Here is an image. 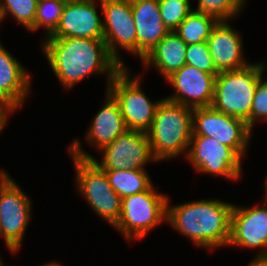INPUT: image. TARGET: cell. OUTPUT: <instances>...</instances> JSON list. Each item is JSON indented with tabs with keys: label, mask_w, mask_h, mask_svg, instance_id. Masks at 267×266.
I'll return each mask as SVG.
<instances>
[{
	"label": "cell",
	"mask_w": 267,
	"mask_h": 266,
	"mask_svg": "<svg viewBox=\"0 0 267 266\" xmlns=\"http://www.w3.org/2000/svg\"><path fill=\"white\" fill-rule=\"evenodd\" d=\"M266 62L251 63L242 69L219 72L215 78L211 107L247 122L258 82L265 76Z\"/></svg>",
	"instance_id": "277c9868"
},
{
	"label": "cell",
	"mask_w": 267,
	"mask_h": 266,
	"mask_svg": "<svg viewBox=\"0 0 267 266\" xmlns=\"http://www.w3.org/2000/svg\"><path fill=\"white\" fill-rule=\"evenodd\" d=\"M29 196L5 170H0V237L12 254H17L31 220ZM20 248V249H19Z\"/></svg>",
	"instance_id": "9c48e42d"
},
{
	"label": "cell",
	"mask_w": 267,
	"mask_h": 266,
	"mask_svg": "<svg viewBox=\"0 0 267 266\" xmlns=\"http://www.w3.org/2000/svg\"><path fill=\"white\" fill-rule=\"evenodd\" d=\"M77 191L96 215L114 226L121 215L122 198L111 188L105 171L91 159L71 156Z\"/></svg>",
	"instance_id": "ba28073f"
},
{
	"label": "cell",
	"mask_w": 267,
	"mask_h": 266,
	"mask_svg": "<svg viewBox=\"0 0 267 266\" xmlns=\"http://www.w3.org/2000/svg\"><path fill=\"white\" fill-rule=\"evenodd\" d=\"M246 0H198V12L216 17L219 21H231L242 13Z\"/></svg>",
	"instance_id": "cb8c5ba5"
},
{
	"label": "cell",
	"mask_w": 267,
	"mask_h": 266,
	"mask_svg": "<svg viewBox=\"0 0 267 266\" xmlns=\"http://www.w3.org/2000/svg\"><path fill=\"white\" fill-rule=\"evenodd\" d=\"M123 67L106 86V91L118 103L128 130L147 133L152 126L158 104L162 98L152 101L141 88V76L135 77Z\"/></svg>",
	"instance_id": "52a82bcc"
},
{
	"label": "cell",
	"mask_w": 267,
	"mask_h": 266,
	"mask_svg": "<svg viewBox=\"0 0 267 266\" xmlns=\"http://www.w3.org/2000/svg\"><path fill=\"white\" fill-rule=\"evenodd\" d=\"M66 1L39 0L35 17V32L44 28L48 37L57 27Z\"/></svg>",
	"instance_id": "d4e9b609"
},
{
	"label": "cell",
	"mask_w": 267,
	"mask_h": 266,
	"mask_svg": "<svg viewBox=\"0 0 267 266\" xmlns=\"http://www.w3.org/2000/svg\"><path fill=\"white\" fill-rule=\"evenodd\" d=\"M186 64L209 74H218L210 55L207 42L189 44L186 47Z\"/></svg>",
	"instance_id": "4316f807"
},
{
	"label": "cell",
	"mask_w": 267,
	"mask_h": 266,
	"mask_svg": "<svg viewBox=\"0 0 267 266\" xmlns=\"http://www.w3.org/2000/svg\"><path fill=\"white\" fill-rule=\"evenodd\" d=\"M263 201L262 206L253 207L234 204L231 211L230 239L227 247L258 248L253 259L267 257V201Z\"/></svg>",
	"instance_id": "4fadbf2b"
},
{
	"label": "cell",
	"mask_w": 267,
	"mask_h": 266,
	"mask_svg": "<svg viewBox=\"0 0 267 266\" xmlns=\"http://www.w3.org/2000/svg\"><path fill=\"white\" fill-rule=\"evenodd\" d=\"M17 111L13 106H11L5 100L0 99V133L5 129L8 122V118L11 116L10 114L15 113Z\"/></svg>",
	"instance_id": "f1b7e54d"
},
{
	"label": "cell",
	"mask_w": 267,
	"mask_h": 266,
	"mask_svg": "<svg viewBox=\"0 0 267 266\" xmlns=\"http://www.w3.org/2000/svg\"><path fill=\"white\" fill-rule=\"evenodd\" d=\"M44 38L40 43L41 50L64 90L69 91L93 74L100 76L107 73L108 86L123 68L109 53L104 39Z\"/></svg>",
	"instance_id": "6da1fadb"
},
{
	"label": "cell",
	"mask_w": 267,
	"mask_h": 266,
	"mask_svg": "<svg viewBox=\"0 0 267 266\" xmlns=\"http://www.w3.org/2000/svg\"><path fill=\"white\" fill-rule=\"evenodd\" d=\"M230 22L219 21L206 41L218 72L238 70L250 64L245 57L242 36Z\"/></svg>",
	"instance_id": "2e32d148"
},
{
	"label": "cell",
	"mask_w": 267,
	"mask_h": 266,
	"mask_svg": "<svg viewBox=\"0 0 267 266\" xmlns=\"http://www.w3.org/2000/svg\"><path fill=\"white\" fill-rule=\"evenodd\" d=\"M186 159L198 173L223 176L230 180L241 178L242 161L231 147L212 137L192 135Z\"/></svg>",
	"instance_id": "8fae6325"
},
{
	"label": "cell",
	"mask_w": 267,
	"mask_h": 266,
	"mask_svg": "<svg viewBox=\"0 0 267 266\" xmlns=\"http://www.w3.org/2000/svg\"><path fill=\"white\" fill-rule=\"evenodd\" d=\"M264 184H265V187H264V193H265V197H263L264 198V200H266L267 201V175H266V178H265V180H264Z\"/></svg>",
	"instance_id": "1f68e13d"
},
{
	"label": "cell",
	"mask_w": 267,
	"mask_h": 266,
	"mask_svg": "<svg viewBox=\"0 0 267 266\" xmlns=\"http://www.w3.org/2000/svg\"><path fill=\"white\" fill-rule=\"evenodd\" d=\"M3 266H8V265H6V264L4 265V263H3ZM40 266H61V264L56 262V261H52V262L45 263V264L40 265Z\"/></svg>",
	"instance_id": "4dcf8cb0"
},
{
	"label": "cell",
	"mask_w": 267,
	"mask_h": 266,
	"mask_svg": "<svg viewBox=\"0 0 267 266\" xmlns=\"http://www.w3.org/2000/svg\"><path fill=\"white\" fill-rule=\"evenodd\" d=\"M39 0H0V24L10 15L26 30L35 32V17Z\"/></svg>",
	"instance_id": "603a6c76"
},
{
	"label": "cell",
	"mask_w": 267,
	"mask_h": 266,
	"mask_svg": "<svg viewBox=\"0 0 267 266\" xmlns=\"http://www.w3.org/2000/svg\"><path fill=\"white\" fill-rule=\"evenodd\" d=\"M0 41V99L17 111L31 94V75Z\"/></svg>",
	"instance_id": "ac0fdd59"
},
{
	"label": "cell",
	"mask_w": 267,
	"mask_h": 266,
	"mask_svg": "<svg viewBox=\"0 0 267 266\" xmlns=\"http://www.w3.org/2000/svg\"><path fill=\"white\" fill-rule=\"evenodd\" d=\"M218 22L212 15L192 10L174 32L187 45L206 42Z\"/></svg>",
	"instance_id": "7402d4cb"
},
{
	"label": "cell",
	"mask_w": 267,
	"mask_h": 266,
	"mask_svg": "<svg viewBox=\"0 0 267 266\" xmlns=\"http://www.w3.org/2000/svg\"><path fill=\"white\" fill-rule=\"evenodd\" d=\"M193 110L165 97L158 104L147 132L157 162L175 159L184 153V158L187 157L193 135Z\"/></svg>",
	"instance_id": "3957f363"
},
{
	"label": "cell",
	"mask_w": 267,
	"mask_h": 266,
	"mask_svg": "<svg viewBox=\"0 0 267 266\" xmlns=\"http://www.w3.org/2000/svg\"><path fill=\"white\" fill-rule=\"evenodd\" d=\"M103 107L94 115L86 131V140L91 147L100 151L128 129L118 103L107 92Z\"/></svg>",
	"instance_id": "d6986e66"
},
{
	"label": "cell",
	"mask_w": 267,
	"mask_h": 266,
	"mask_svg": "<svg viewBox=\"0 0 267 266\" xmlns=\"http://www.w3.org/2000/svg\"><path fill=\"white\" fill-rule=\"evenodd\" d=\"M137 33V57L142 60L170 31L163 23L158 0H131Z\"/></svg>",
	"instance_id": "e0dca14e"
},
{
	"label": "cell",
	"mask_w": 267,
	"mask_h": 266,
	"mask_svg": "<svg viewBox=\"0 0 267 266\" xmlns=\"http://www.w3.org/2000/svg\"><path fill=\"white\" fill-rule=\"evenodd\" d=\"M79 139L75 138L68 146V153L80 159H91L102 170H146L144 167L154 158L147 133L127 130L119 135L113 142L103 147L102 160L93 157L81 146Z\"/></svg>",
	"instance_id": "5b68a950"
},
{
	"label": "cell",
	"mask_w": 267,
	"mask_h": 266,
	"mask_svg": "<svg viewBox=\"0 0 267 266\" xmlns=\"http://www.w3.org/2000/svg\"><path fill=\"white\" fill-rule=\"evenodd\" d=\"M168 197L152 185L146 191L122 198L121 215L113 228L130 244L133 239L140 241L153 228L166 222Z\"/></svg>",
	"instance_id": "8992f818"
},
{
	"label": "cell",
	"mask_w": 267,
	"mask_h": 266,
	"mask_svg": "<svg viewBox=\"0 0 267 266\" xmlns=\"http://www.w3.org/2000/svg\"><path fill=\"white\" fill-rule=\"evenodd\" d=\"M3 260L1 259V255H0V266H3V263L4 262H2Z\"/></svg>",
	"instance_id": "d6a6232c"
},
{
	"label": "cell",
	"mask_w": 267,
	"mask_h": 266,
	"mask_svg": "<svg viewBox=\"0 0 267 266\" xmlns=\"http://www.w3.org/2000/svg\"><path fill=\"white\" fill-rule=\"evenodd\" d=\"M167 200L168 223L198 248L227 247L230 239L232 203L219 199H199L171 205Z\"/></svg>",
	"instance_id": "7a4b0ae2"
},
{
	"label": "cell",
	"mask_w": 267,
	"mask_h": 266,
	"mask_svg": "<svg viewBox=\"0 0 267 266\" xmlns=\"http://www.w3.org/2000/svg\"><path fill=\"white\" fill-rule=\"evenodd\" d=\"M187 44L174 32H169L141 60L145 70L152 66L165 79L186 64Z\"/></svg>",
	"instance_id": "ffe728a7"
},
{
	"label": "cell",
	"mask_w": 267,
	"mask_h": 266,
	"mask_svg": "<svg viewBox=\"0 0 267 266\" xmlns=\"http://www.w3.org/2000/svg\"><path fill=\"white\" fill-rule=\"evenodd\" d=\"M248 266H267V257L252 259Z\"/></svg>",
	"instance_id": "f546056e"
},
{
	"label": "cell",
	"mask_w": 267,
	"mask_h": 266,
	"mask_svg": "<svg viewBox=\"0 0 267 266\" xmlns=\"http://www.w3.org/2000/svg\"><path fill=\"white\" fill-rule=\"evenodd\" d=\"M96 0H68L56 29L48 37L103 39Z\"/></svg>",
	"instance_id": "9a60e30c"
},
{
	"label": "cell",
	"mask_w": 267,
	"mask_h": 266,
	"mask_svg": "<svg viewBox=\"0 0 267 266\" xmlns=\"http://www.w3.org/2000/svg\"><path fill=\"white\" fill-rule=\"evenodd\" d=\"M104 16L103 39L109 53L123 66L119 49L137 56V33L131 0H98Z\"/></svg>",
	"instance_id": "7c38bea8"
},
{
	"label": "cell",
	"mask_w": 267,
	"mask_h": 266,
	"mask_svg": "<svg viewBox=\"0 0 267 266\" xmlns=\"http://www.w3.org/2000/svg\"><path fill=\"white\" fill-rule=\"evenodd\" d=\"M113 191L121 198L148 190L153 182L147 170H103Z\"/></svg>",
	"instance_id": "44dd1931"
},
{
	"label": "cell",
	"mask_w": 267,
	"mask_h": 266,
	"mask_svg": "<svg viewBox=\"0 0 267 266\" xmlns=\"http://www.w3.org/2000/svg\"><path fill=\"white\" fill-rule=\"evenodd\" d=\"M217 75L185 64L166 79L174 88L166 99L192 109L211 107Z\"/></svg>",
	"instance_id": "5bb4252c"
},
{
	"label": "cell",
	"mask_w": 267,
	"mask_h": 266,
	"mask_svg": "<svg viewBox=\"0 0 267 266\" xmlns=\"http://www.w3.org/2000/svg\"><path fill=\"white\" fill-rule=\"evenodd\" d=\"M193 135L212 137L219 143L231 147L243 160L253 131L239 118L226 115L212 107L193 110Z\"/></svg>",
	"instance_id": "30bf717a"
},
{
	"label": "cell",
	"mask_w": 267,
	"mask_h": 266,
	"mask_svg": "<svg viewBox=\"0 0 267 266\" xmlns=\"http://www.w3.org/2000/svg\"><path fill=\"white\" fill-rule=\"evenodd\" d=\"M261 121L267 122V77L264 76L257 84L253 97L251 116L246 122L248 127L253 131L255 123Z\"/></svg>",
	"instance_id": "83f0119b"
},
{
	"label": "cell",
	"mask_w": 267,
	"mask_h": 266,
	"mask_svg": "<svg viewBox=\"0 0 267 266\" xmlns=\"http://www.w3.org/2000/svg\"><path fill=\"white\" fill-rule=\"evenodd\" d=\"M158 2L161 18L170 32L175 31L193 10L190 0H158Z\"/></svg>",
	"instance_id": "484cf974"
}]
</instances>
